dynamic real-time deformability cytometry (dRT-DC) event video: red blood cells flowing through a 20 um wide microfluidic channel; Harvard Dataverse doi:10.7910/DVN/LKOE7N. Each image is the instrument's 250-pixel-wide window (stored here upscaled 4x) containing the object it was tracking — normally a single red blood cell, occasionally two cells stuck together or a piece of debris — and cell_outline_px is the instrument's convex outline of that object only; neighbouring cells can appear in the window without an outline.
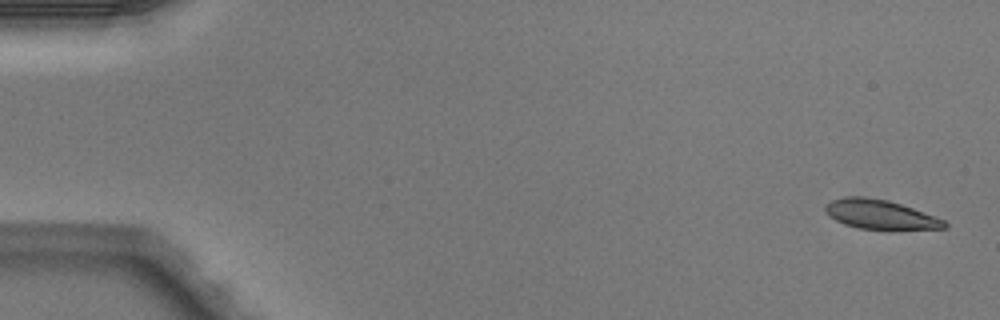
{"species": "Egyptian fruit bat (a non-hibernating species)", "species_latin": "Rousettus aegyptiacus", "temperature_condition": "warm", "stored_images_in_passage": 5, "camera_frame_rate_fps": 3000, "um_per_image_px": 0.085, "animal": {"sex": "male"}, "frame": {"image": 1, "passage_image": 1, "time_ms": 0.0, "image_size_px": [1000, 320], "cell_outline_px": [[948, 228], [860, 228], [844, 224], [828, 216], [824, 208], [824, 204], [832, 200], [848, 196], [864, 196], [888, 200], [912, 208], [944, 220], [948, 224]], "centroid_in_image_um": [74.74, 18.2], "position_along_channel_um": 10.3, "area_um2": 19.83}}